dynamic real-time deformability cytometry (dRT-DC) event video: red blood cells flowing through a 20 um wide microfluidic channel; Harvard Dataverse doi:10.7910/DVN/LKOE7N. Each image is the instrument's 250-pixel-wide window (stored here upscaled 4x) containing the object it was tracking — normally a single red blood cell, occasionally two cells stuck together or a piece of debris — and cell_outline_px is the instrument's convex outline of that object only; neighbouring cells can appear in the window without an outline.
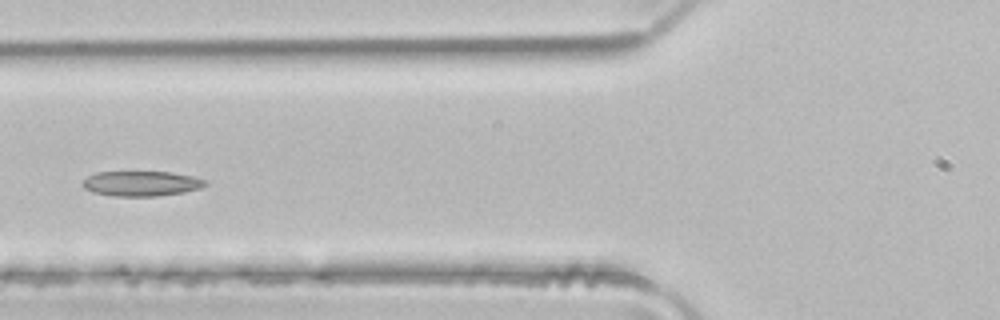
{"species": "common noctule bat (a hibernating species)", "species_latin": "Nyctalus noctula", "temperature_condition": "room temperature", "stored_images_in_passage": 4, "camera_frame_rate_fps": 3000, "um_per_image_px": 0.085, "animal": {"sex": "male", "body_mass_g": 21.5, "forearm_length_mm": 52.0}, "frame": {"image": 1, "passage_image": 4, "time_ms": 1.0, "image_size_px": [1000, 320], "cell_outline_px": [[208, 184], [200, 188], [184, 192], [156, 196], [112, 196], [92, 192], [84, 188], [80, 184], [88, 176], [96, 172], [172, 172], [192, 176], [208, 180]], "centroid_in_image_um": [12.02, 15.6], "position_along_channel_um": 113.8, "area_um2": 18.03}}